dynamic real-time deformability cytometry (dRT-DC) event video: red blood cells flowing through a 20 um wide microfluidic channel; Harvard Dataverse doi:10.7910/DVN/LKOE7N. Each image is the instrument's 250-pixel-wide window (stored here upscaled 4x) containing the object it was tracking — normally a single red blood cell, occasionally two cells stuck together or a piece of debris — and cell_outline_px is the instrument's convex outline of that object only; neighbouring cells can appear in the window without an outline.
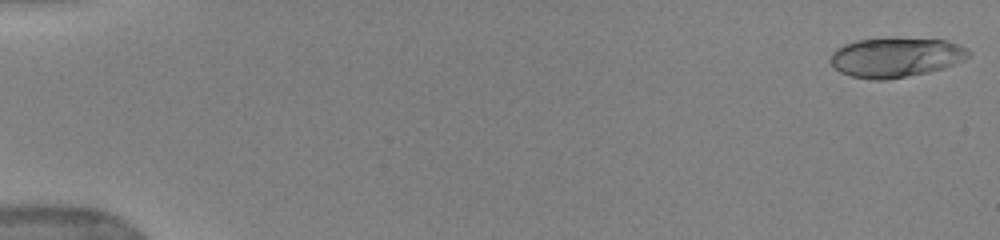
{"species": "human", "species_latin": "Homo sapiens", "temperature_condition": "warm", "stored_images_in_passage": 51, "camera_frame_rate_fps": 3000, "um_per_image_px": 0.085, "donor": {"sex": "female"}, "frame": {"image": 1, "passage_image": 1, "time_ms": 0.0, "image_size_px": [1000, 240], "cell_outline_px": [[972, 52], [964, 60], [956, 64], [944, 68], [928, 72], [888, 80], [872, 80], [852, 76], [840, 72], [828, 60], [832, 52], [836, 48], [844, 44], [856, 40], [888, 36], [896, 36], [948, 40]], "centroid_in_image_um": [76.13, 4.84], "position_along_channel_um": 8.9, "area_um2": 32.77}}
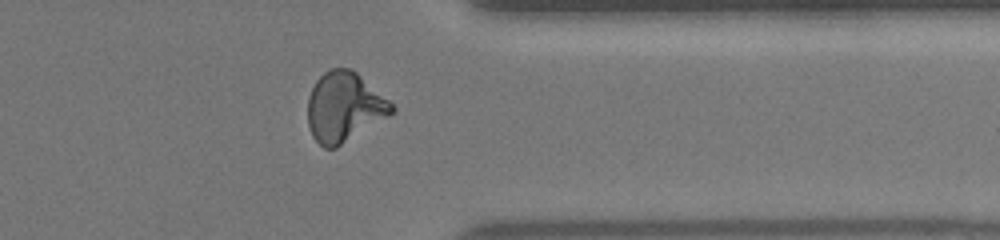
{"frame": {"image": 2, "passage_image": 42, "time_ms": 13.667, "image_size_px": [1000, 240], "cell_outline_px": [[396, 112], [336, 148], [324, 148], [312, 136], [308, 124], [308, 96], [316, 80], [324, 72], [332, 68], [352, 68], [388, 100], [396, 108]], "centroid_in_image_um": [29.26, 9.1], "position_along_channel_um": 382.1, "area_um2": 34.04}}
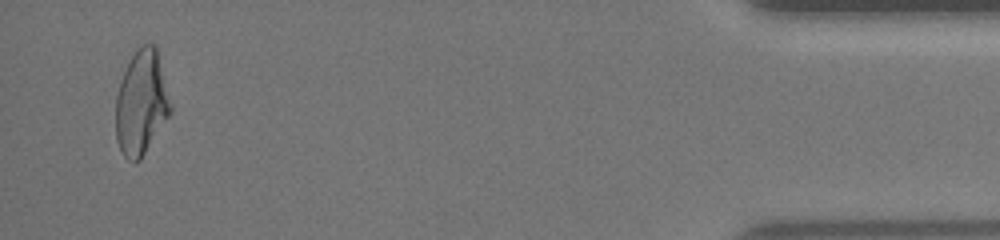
{"frame": {"image": 3, "passage_image": 50, "time_ms": 16.333, "image_size_px": [1000, 240], "cell_outline_px": [[172, 112], [140, 160], [128, 160], [120, 152], [116, 140], [116, 96], [124, 72], [132, 56], [144, 44], [152, 44], [156, 48], [172, 104]], "centroid_in_image_um": [12.02, 8.79], "position_along_channel_um": 423.2, "area_um2": 33.0}, "authors_computed_cell_mechanics": {"area_um2": 32.3102, "velocity_mm_per_s": 3.9543, "shape_relaxation_time_tau1_ms": 6.294, "shape_relaxation_time_tau2_ms": 0.8987, "deformation_change_tau1": 0.2423, "deformation_change_tau2": 0.0767}}